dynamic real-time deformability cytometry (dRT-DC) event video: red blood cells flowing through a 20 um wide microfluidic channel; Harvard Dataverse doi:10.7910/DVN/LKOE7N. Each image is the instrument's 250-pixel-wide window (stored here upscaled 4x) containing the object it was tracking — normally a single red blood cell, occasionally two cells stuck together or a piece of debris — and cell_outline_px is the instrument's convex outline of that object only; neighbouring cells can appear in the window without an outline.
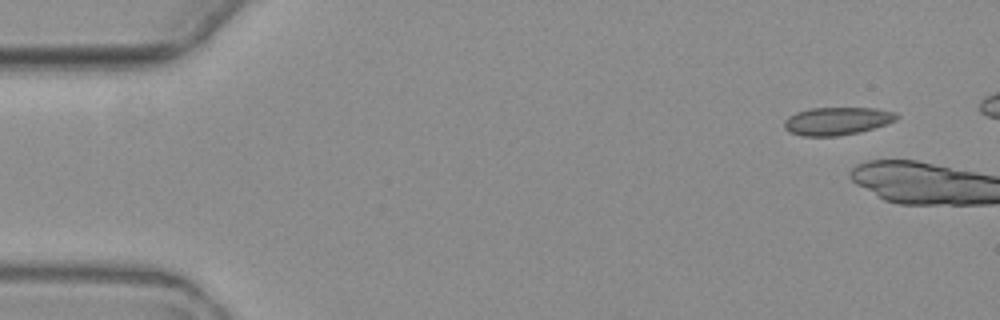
{"species": "common noctule bat (a hibernating species)", "species_latin": "Nyctalus noctula", "temperature_condition": "warm", "stored_images_in_passage": 2, "camera_frame_rate_fps": 3000, "um_per_image_px": 0.085, "animal": {"sex": "female", "body_mass_g": 19.3, "forearm_length_mm": 54.1}, "frame": {"image": 1, "passage_image": 1, "time_ms": 0.0, "image_size_px": [1000, 320], "cell_outline_px": [[900, 116], [896, 120], [860, 132], [836, 136], [804, 136], [788, 132], [784, 128], [784, 120], [788, 116], [796, 112], [812, 108], [876, 108], [896, 112]], "centroid_in_image_um": [71.13, 10.28], "position_along_channel_um": 13.9, "area_um2": 18.26}}